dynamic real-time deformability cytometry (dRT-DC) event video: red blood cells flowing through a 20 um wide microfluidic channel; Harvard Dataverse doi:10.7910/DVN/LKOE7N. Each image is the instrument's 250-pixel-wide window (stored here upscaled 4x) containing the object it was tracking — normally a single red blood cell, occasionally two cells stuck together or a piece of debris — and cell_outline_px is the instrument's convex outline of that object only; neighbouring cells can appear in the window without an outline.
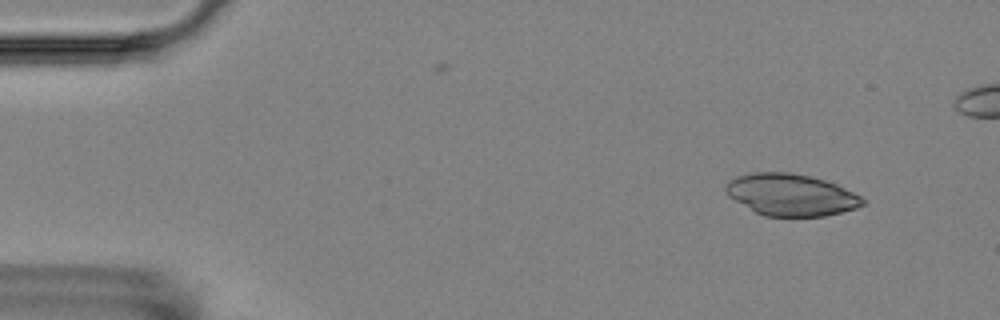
{"species": "Egyptian fruit bat (a non-hibernating species)", "species_latin": "Rousettus aegyptiacus", "temperature_condition": "room temperature", "stored_images_in_passage": 4, "camera_frame_rate_fps": 3000, "um_per_image_px": 0.085, "animal": {"sex": "female"}, "frame": {"image": 1, "passage_image": 1, "time_ms": 0.0, "image_size_px": [1000, 320], "cell_outline_px": [[868, 200], [864, 204], [856, 208], [824, 216], [764, 216], [756, 212], [728, 196], [724, 188], [724, 184], [728, 180], [736, 176], [752, 172], [792, 172], [824, 180], [836, 184]], "centroid_in_image_um": [67.2, 16.55], "position_along_channel_um": 17.8, "area_um2": 33.35}}